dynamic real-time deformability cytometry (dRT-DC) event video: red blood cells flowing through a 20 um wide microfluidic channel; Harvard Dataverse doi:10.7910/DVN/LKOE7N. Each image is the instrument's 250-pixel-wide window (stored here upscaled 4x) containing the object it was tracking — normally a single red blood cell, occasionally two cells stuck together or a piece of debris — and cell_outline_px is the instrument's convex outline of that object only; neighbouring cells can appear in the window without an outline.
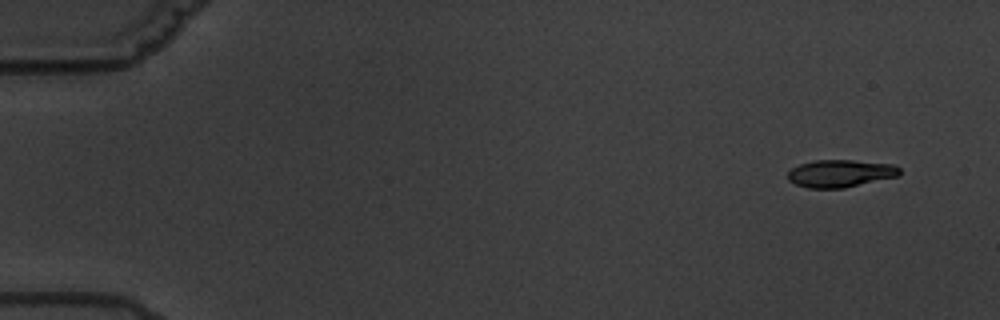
{"species": "common noctule bat (a hibernating species)", "species_latin": "Nyctalus noctula", "temperature_condition": "warm", "stored_images_in_passage": 5, "camera_frame_rate_fps": 3000, "um_per_image_px": 0.085, "animal": {"sex": "male", "body_mass_g": 19.5, "forearm_length_mm": 54.6}, "frame": {"image": 1, "passage_image": 1, "time_ms": 0.0, "image_size_px": [1000, 320], "cell_outline_px": [[900, 176], [844, 188], [808, 188], [796, 184], [788, 180], [788, 172], [792, 168], [800, 164], [816, 160], [852, 160], [892, 164], [900, 168]], "centroid_in_image_um": [71.45, 14.74], "position_along_channel_um": 13.6, "area_um2": 17.92}}
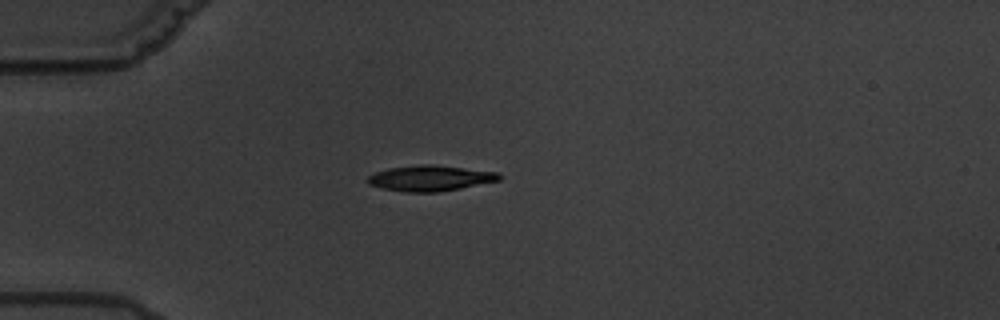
{"frame": {"image": 2, "passage_image": 4, "time_ms": 4.333, "image_size_px": [1000, 320], "cell_outline_px": [[500, 180], [460, 188], [436, 192], [404, 192], [384, 188], [368, 184], [364, 180], [368, 176], [376, 172], [388, 168], [420, 164], [428, 164], [500, 172]], "centroid_in_image_um": [36.53, 15.14], "position_along_channel_um": 48.5, "area_um2": 19.54}}